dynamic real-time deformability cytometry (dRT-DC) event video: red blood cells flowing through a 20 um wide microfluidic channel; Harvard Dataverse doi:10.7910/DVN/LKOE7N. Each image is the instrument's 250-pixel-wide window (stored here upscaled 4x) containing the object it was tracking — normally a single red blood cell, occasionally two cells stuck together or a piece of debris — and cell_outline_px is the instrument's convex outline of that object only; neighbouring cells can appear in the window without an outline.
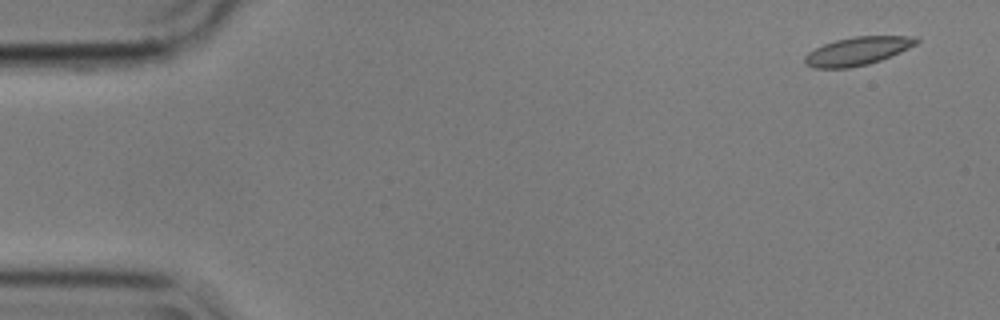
{"species": "common noctule bat (a hibernating species)", "species_latin": "Nyctalus noctula", "temperature_condition": "cold", "stored_images_in_passage": 3, "segment_of_instrument_passage": [2, 2], "camera_frame_rate_fps": 3000, "um_per_image_px": 0.085, "animal": {"sex": "male", "body_mass_g": 17.9}, "frame": {"image": 1, "passage_image": 3, "time_ms": 0.667, "image_size_px": [1000, 320], "cell_outline_px": [[920, 40], [916, 44], [900, 52], [880, 60], [868, 64], [848, 68], [816, 68], [804, 64], [804, 56], [808, 52], [824, 44], [836, 40], [852, 36], [916, 36]], "centroid_in_image_um": [72.88, 4.34], "position_along_channel_um": 12.1, "area_um2": 18.32}}